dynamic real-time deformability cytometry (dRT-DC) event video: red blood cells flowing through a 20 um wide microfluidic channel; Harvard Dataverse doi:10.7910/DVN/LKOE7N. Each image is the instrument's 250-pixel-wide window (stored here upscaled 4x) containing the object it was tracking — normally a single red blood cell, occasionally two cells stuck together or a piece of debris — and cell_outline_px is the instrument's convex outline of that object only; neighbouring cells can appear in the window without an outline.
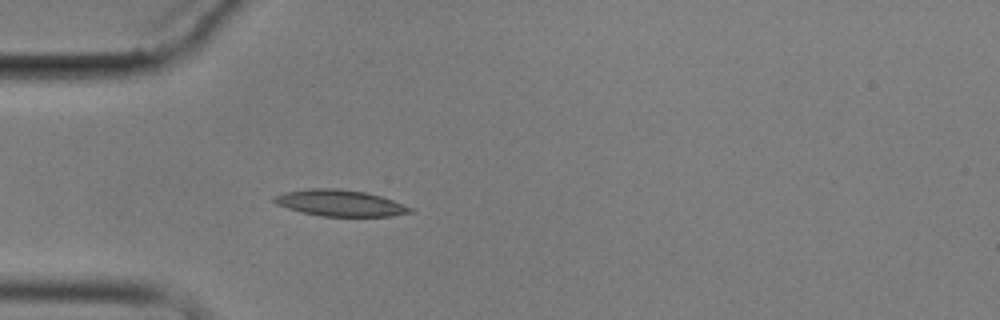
{"species": "common noctule bat (a hibernating species)", "species_latin": "Nyctalus noctula", "temperature_condition": "cold", "stored_images_in_passage": 3, "camera_frame_rate_fps": 3000, "um_per_image_px": 0.085, "animal": {"sex": "male", "body_mass_g": 17.9}, "frame": {"image": 1, "passage_image": 3, "time_ms": 3.333, "image_size_px": [1000, 320], "cell_outline_px": [[412, 212], [392, 216], [320, 216], [300, 212], [276, 204], [272, 200], [272, 196], [284, 192], [308, 188], [340, 188], [364, 192], [380, 196], [392, 200], [412, 208]], "centroid_in_image_um": [28.84, 17.25], "position_along_channel_um": 56.2, "area_um2": 20.87}}